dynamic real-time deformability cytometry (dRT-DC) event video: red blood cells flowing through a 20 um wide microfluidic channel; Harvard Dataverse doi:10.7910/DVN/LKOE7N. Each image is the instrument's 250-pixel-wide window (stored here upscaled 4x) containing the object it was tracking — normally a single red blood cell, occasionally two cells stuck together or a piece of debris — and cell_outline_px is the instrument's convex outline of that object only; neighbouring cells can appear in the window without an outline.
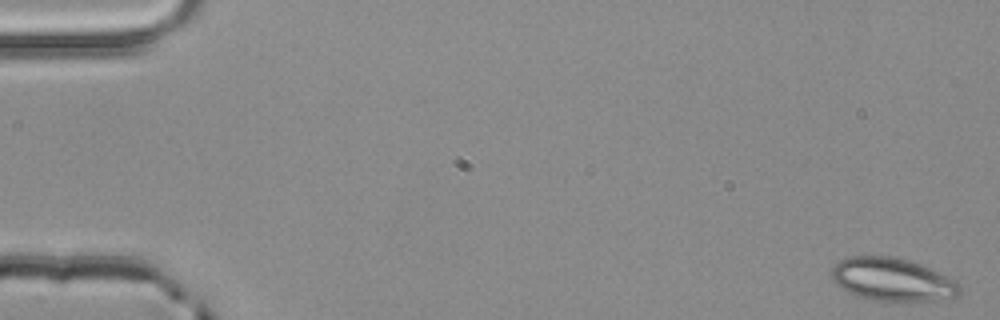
{"species": "common noctule bat (a hibernating species)", "species_latin": "Nyctalus noctula", "temperature_condition": "room temperature", "stored_images_in_passage": 3, "camera_frame_rate_fps": 3000, "um_per_image_px": 0.085, "animal": {"sex": "male", "body_mass_g": 20.4}, "frame": {"image": 1, "passage_image": 1, "time_ms": 0.0, "image_size_px": [1000, 320], "cell_outline_px": [[960, 292], [952, 300], [872, 300], [848, 292], [840, 288], [832, 280], [832, 268], [840, 260], [848, 256], [892, 256], [908, 260], [920, 264], [940, 272], [956, 280], [960, 284]], "centroid_in_image_um": [75.88, 23.75], "position_along_channel_um": 9.1, "area_um2": 32.14}}